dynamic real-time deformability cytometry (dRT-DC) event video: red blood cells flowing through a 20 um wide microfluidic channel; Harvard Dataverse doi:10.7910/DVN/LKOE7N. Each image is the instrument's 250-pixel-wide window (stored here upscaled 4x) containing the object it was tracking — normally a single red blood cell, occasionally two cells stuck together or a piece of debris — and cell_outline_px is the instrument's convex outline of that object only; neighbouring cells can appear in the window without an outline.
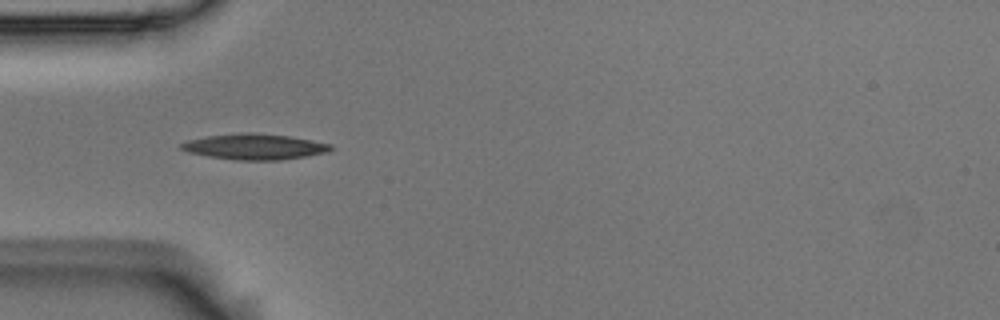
{"species": "Egyptian fruit bat (a non-hibernating species)", "species_latin": "Rousettus aegyptiacus", "temperature_condition": "room temperature", "stored_images_in_passage": 5, "camera_frame_rate_fps": 3000, "um_per_image_px": 0.085, "animal": {"sex": "male"}, "frame": {"image": 1, "passage_image": 4, "time_ms": 1.0, "image_size_px": [1000, 320], "cell_outline_px": [[332, 148], [328, 152], [280, 160], [236, 160], [208, 156], [188, 152], [180, 148], [180, 144], [188, 140], [208, 136], [240, 132], [252, 132], [288, 136], [312, 140], [332, 144]], "centroid_in_image_um": [21.63, 12.46], "position_along_channel_um": 63.4, "area_um2": 22.31}}
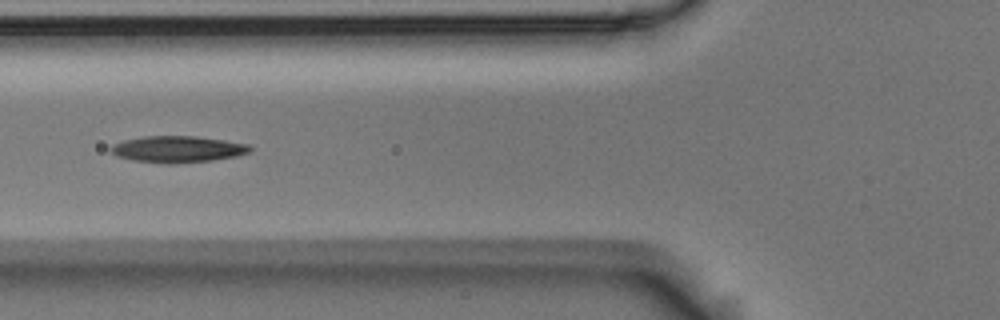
{"frame": {"image": 2, "passage_image": 5, "time_ms": 1.333, "image_size_px": [1000, 320], "cell_outline_px": [[252, 148], [248, 152], [236, 156], [212, 160], [176, 164], [168, 164], [132, 160], [116, 156], [108, 148], [124, 140], [144, 136], [196, 136], [224, 140], [248, 144]], "centroid_in_image_um": [15.09, 12.69], "position_along_channel_um": 110.7, "area_um2": 21.44}}